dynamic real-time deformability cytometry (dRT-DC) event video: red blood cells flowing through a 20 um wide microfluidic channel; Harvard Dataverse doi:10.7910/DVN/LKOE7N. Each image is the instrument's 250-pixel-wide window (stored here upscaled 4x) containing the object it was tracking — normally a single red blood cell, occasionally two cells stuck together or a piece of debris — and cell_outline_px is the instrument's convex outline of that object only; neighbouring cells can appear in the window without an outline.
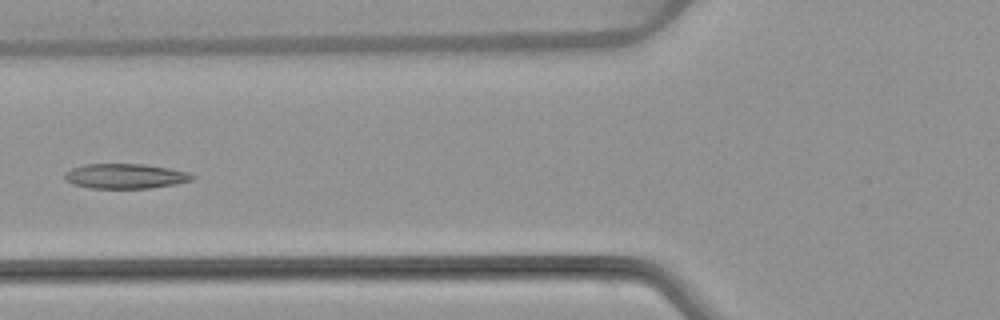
{"species": "common noctule bat (a hibernating species)", "species_latin": "Nyctalus noctula", "temperature_condition": "warm", "stored_images_in_passage": 6, "camera_frame_rate_fps": 3000, "um_per_image_px": 0.085, "animal": {"sex": "female", "body_mass_g": 22.7, "forearm_length_mm": 54.2}, "frame": {"image": 1, "passage_image": 5, "time_ms": 5.0, "image_size_px": [1000, 320], "cell_outline_px": [[196, 176], [192, 180], [176, 184], [148, 188], [88, 188], [64, 180], [64, 172], [72, 168], [84, 164], [144, 164], [192, 172]], "centroid_in_image_um": [10.67, 14.96], "position_along_channel_um": 115.1, "area_um2": 18.61}}
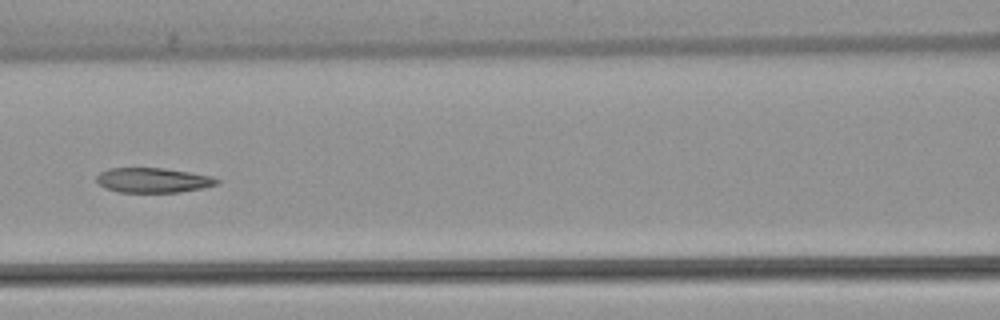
{"frame": {"image": 2, "passage_image": 6, "time_ms": 6.0, "image_size_px": [1000, 320], "cell_outline_px": [[220, 180], [216, 184], [204, 188], [180, 192], [120, 192], [104, 188], [96, 180], [96, 176], [100, 172], [108, 168], [164, 168], [212, 176]], "centroid_in_image_um": [12.99, 15.32], "position_along_channel_um": 153.6, "area_um2": 17.4}}